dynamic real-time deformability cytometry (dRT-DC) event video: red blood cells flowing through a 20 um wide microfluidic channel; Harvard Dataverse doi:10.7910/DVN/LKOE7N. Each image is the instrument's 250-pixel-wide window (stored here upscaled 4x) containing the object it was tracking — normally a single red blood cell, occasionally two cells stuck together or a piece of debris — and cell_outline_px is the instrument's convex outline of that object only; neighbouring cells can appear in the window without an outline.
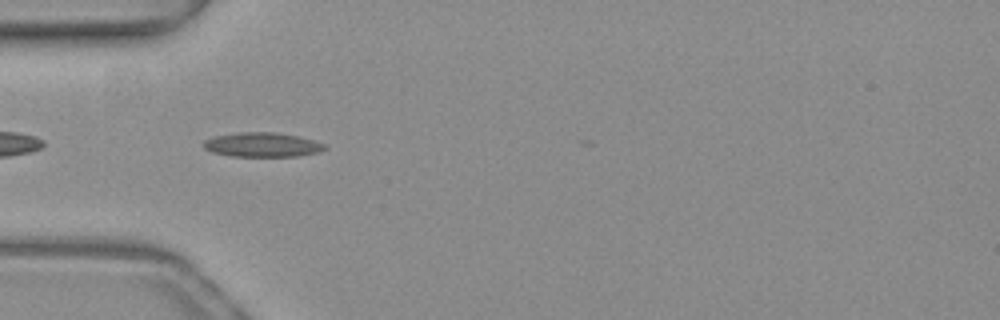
{"species": "common noctule bat (a hibernating species)", "species_latin": "Nyctalus noctula", "temperature_condition": "warm", "stored_images_in_passage": 21, "camera_frame_rate_fps": 3000, "um_per_image_px": 0.085, "animal": {"sex": "female", "body_mass_g": 19.3, "forearm_length_mm": 54.1}, "frame": {"image": 1, "passage_image": 2, "time_ms": 0.333, "image_size_px": [1000, 320], "cell_outline_px": [[328, 148], [320, 152], [300, 156], [232, 156], [212, 152], [204, 148], [204, 140], [216, 136], [240, 132], [276, 132], [296, 136], [312, 140], [324, 144]], "centroid_in_image_um": [22.31, 12.31], "position_along_channel_um": 62.7, "area_um2": 17.11}}
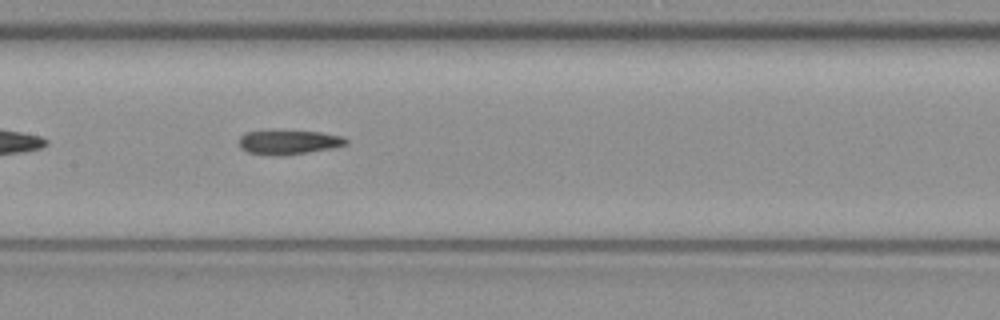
{"frame": {"image": 2, "passage_image": 11, "time_ms": 3.333, "image_size_px": [1000, 320], "cell_outline_px": [[348, 144], [332, 148], [284, 156], [272, 156], [248, 152], [240, 148], [240, 136], [244, 132], [320, 132], [340, 136], [348, 140]], "centroid_in_image_um": [24.53, 12.12], "position_along_channel_um": 182.9, "area_um2": 14.8}}
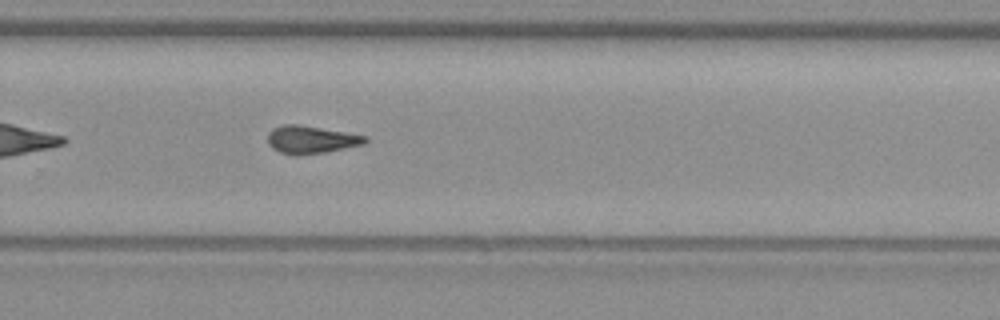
{"frame": {"image": 3, "passage_image": 20, "time_ms": 6.333, "image_size_px": [1000, 320], "cell_outline_px": [[368, 140], [364, 144], [324, 152], [296, 156], [292, 156], [280, 152], [272, 148], [268, 144], [268, 132], [272, 128], [284, 124], [296, 124], [368, 136]], "centroid_in_image_um": [26.4, 11.88], "position_along_channel_um": 303.4, "area_um2": 15.72}}